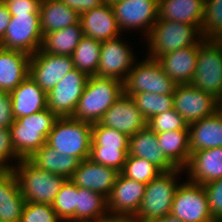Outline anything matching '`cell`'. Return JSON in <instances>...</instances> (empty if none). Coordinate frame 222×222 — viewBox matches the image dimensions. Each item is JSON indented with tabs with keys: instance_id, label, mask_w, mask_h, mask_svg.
<instances>
[{
	"instance_id": "cell-35",
	"label": "cell",
	"mask_w": 222,
	"mask_h": 222,
	"mask_svg": "<svg viewBox=\"0 0 222 222\" xmlns=\"http://www.w3.org/2000/svg\"><path fill=\"white\" fill-rule=\"evenodd\" d=\"M146 120L173 109V94L139 92L131 96Z\"/></svg>"
},
{
	"instance_id": "cell-45",
	"label": "cell",
	"mask_w": 222,
	"mask_h": 222,
	"mask_svg": "<svg viewBox=\"0 0 222 222\" xmlns=\"http://www.w3.org/2000/svg\"><path fill=\"white\" fill-rule=\"evenodd\" d=\"M79 14L104 4V0H60Z\"/></svg>"
},
{
	"instance_id": "cell-17",
	"label": "cell",
	"mask_w": 222,
	"mask_h": 222,
	"mask_svg": "<svg viewBox=\"0 0 222 222\" xmlns=\"http://www.w3.org/2000/svg\"><path fill=\"white\" fill-rule=\"evenodd\" d=\"M99 122L126 134L128 137L147 126V120L134 100L125 94H122L104 113Z\"/></svg>"
},
{
	"instance_id": "cell-28",
	"label": "cell",
	"mask_w": 222,
	"mask_h": 222,
	"mask_svg": "<svg viewBox=\"0 0 222 222\" xmlns=\"http://www.w3.org/2000/svg\"><path fill=\"white\" fill-rule=\"evenodd\" d=\"M205 0H159L158 19L202 25Z\"/></svg>"
},
{
	"instance_id": "cell-4",
	"label": "cell",
	"mask_w": 222,
	"mask_h": 222,
	"mask_svg": "<svg viewBox=\"0 0 222 222\" xmlns=\"http://www.w3.org/2000/svg\"><path fill=\"white\" fill-rule=\"evenodd\" d=\"M93 124L72 117H59L49 132L47 144L80 161L89 158Z\"/></svg>"
},
{
	"instance_id": "cell-19",
	"label": "cell",
	"mask_w": 222,
	"mask_h": 222,
	"mask_svg": "<svg viewBox=\"0 0 222 222\" xmlns=\"http://www.w3.org/2000/svg\"><path fill=\"white\" fill-rule=\"evenodd\" d=\"M119 174L115 168L95 163L87 158L80 161L70 180L78 187L108 198Z\"/></svg>"
},
{
	"instance_id": "cell-9",
	"label": "cell",
	"mask_w": 222,
	"mask_h": 222,
	"mask_svg": "<svg viewBox=\"0 0 222 222\" xmlns=\"http://www.w3.org/2000/svg\"><path fill=\"white\" fill-rule=\"evenodd\" d=\"M175 82L163 71L156 59L147 57L140 63H133L123 81V94L131 97L135 93L173 94Z\"/></svg>"
},
{
	"instance_id": "cell-38",
	"label": "cell",
	"mask_w": 222,
	"mask_h": 222,
	"mask_svg": "<svg viewBox=\"0 0 222 222\" xmlns=\"http://www.w3.org/2000/svg\"><path fill=\"white\" fill-rule=\"evenodd\" d=\"M121 173L130 179L148 184L152 179L162 173V171L145 159L127 155Z\"/></svg>"
},
{
	"instance_id": "cell-24",
	"label": "cell",
	"mask_w": 222,
	"mask_h": 222,
	"mask_svg": "<svg viewBox=\"0 0 222 222\" xmlns=\"http://www.w3.org/2000/svg\"><path fill=\"white\" fill-rule=\"evenodd\" d=\"M30 55L0 47V91L11 93L29 76Z\"/></svg>"
},
{
	"instance_id": "cell-7",
	"label": "cell",
	"mask_w": 222,
	"mask_h": 222,
	"mask_svg": "<svg viewBox=\"0 0 222 222\" xmlns=\"http://www.w3.org/2000/svg\"><path fill=\"white\" fill-rule=\"evenodd\" d=\"M192 86L222 98V40L202 39L199 42L196 71Z\"/></svg>"
},
{
	"instance_id": "cell-6",
	"label": "cell",
	"mask_w": 222,
	"mask_h": 222,
	"mask_svg": "<svg viewBox=\"0 0 222 222\" xmlns=\"http://www.w3.org/2000/svg\"><path fill=\"white\" fill-rule=\"evenodd\" d=\"M182 168H176L169 172H162L156 178L146 184L145 194L134 215L139 222L170 215L174 195L180 183L176 181Z\"/></svg>"
},
{
	"instance_id": "cell-15",
	"label": "cell",
	"mask_w": 222,
	"mask_h": 222,
	"mask_svg": "<svg viewBox=\"0 0 222 222\" xmlns=\"http://www.w3.org/2000/svg\"><path fill=\"white\" fill-rule=\"evenodd\" d=\"M73 69L71 56L48 54L39 49L30 57L29 76L46 93Z\"/></svg>"
},
{
	"instance_id": "cell-21",
	"label": "cell",
	"mask_w": 222,
	"mask_h": 222,
	"mask_svg": "<svg viewBox=\"0 0 222 222\" xmlns=\"http://www.w3.org/2000/svg\"><path fill=\"white\" fill-rule=\"evenodd\" d=\"M199 43L160 56L157 61L176 85L191 84L196 71Z\"/></svg>"
},
{
	"instance_id": "cell-46",
	"label": "cell",
	"mask_w": 222,
	"mask_h": 222,
	"mask_svg": "<svg viewBox=\"0 0 222 222\" xmlns=\"http://www.w3.org/2000/svg\"><path fill=\"white\" fill-rule=\"evenodd\" d=\"M11 19V15L3 3L2 0H0V40L4 37V34L6 32L7 26L9 25Z\"/></svg>"
},
{
	"instance_id": "cell-42",
	"label": "cell",
	"mask_w": 222,
	"mask_h": 222,
	"mask_svg": "<svg viewBox=\"0 0 222 222\" xmlns=\"http://www.w3.org/2000/svg\"><path fill=\"white\" fill-rule=\"evenodd\" d=\"M21 160L13 149L11 132L9 128L0 127V171H12L15 167L9 160ZM15 158V159H14Z\"/></svg>"
},
{
	"instance_id": "cell-8",
	"label": "cell",
	"mask_w": 222,
	"mask_h": 222,
	"mask_svg": "<svg viewBox=\"0 0 222 222\" xmlns=\"http://www.w3.org/2000/svg\"><path fill=\"white\" fill-rule=\"evenodd\" d=\"M129 137L114 128L93 123L89 158L98 164L123 170L128 155Z\"/></svg>"
},
{
	"instance_id": "cell-47",
	"label": "cell",
	"mask_w": 222,
	"mask_h": 222,
	"mask_svg": "<svg viewBox=\"0 0 222 222\" xmlns=\"http://www.w3.org/2000/svg\"><path fill=\"white\" fill-rule=\"evenodd\" d=\"M96 222H139L135 216L130 215H106Z\"/></svg>"
},
{
	"instance_id": "cell-23",
	"label": "cell",
	"mask_w": 222,
	"mask_h": 222,
	"mask_svg": "<svg viewBox=\"0 0 222 222\" xmlns=\"http://www.w3.org/2000/svg\"><path fill=\"white\" fill-rule=\"evenodd\" d=\"M187 170L188 180L192 183L207 184L222 178V147L192 152Z\"/></svg>"
},
{
	"instance_id": "cell-32",
	"label": "cell",
	"mask_w": 222,
	"mask_h": 222,
	"mask_svg": "<svg viewBox=\"0 0 222 222\" xmlns=\"http://www.w3.org/2000/svg\"><path fill=\"white\" fill-rule=\"evenodd\" d=\"M159 147L177 167L184 169L190 159L189 130H173L157 133Z\"/></svg>"
},
{
	"instance_id": "cell-26",
	"label": "cell",
	"mask_w": 222,
	"mask_h": 222,
	"mask_svg": "<svg viewBox=\"0 0 222 222\" xmlns=\"http://www.w3.org/2000/svg\"><path fill=\"white\" fill-rule=\"evenodd\" d=\"M189 147L190 153L222 147V113L219 110L189 124Z\"/></svg>"
},
{
	"instance_id": "cell-49",
	"label": "cell",
	"mask_w": 222,
	"mask_h": 222,
	"mask_svg": "<svg viewBox=\"0 0 222 222\" xmlns=\"http://www.w3.org/2000/svg\"><path fill=\"white\" fill-rule=\"evenodd\" d=\"M118 1H121V0H104V3L112 5V4H114V3L118 2Z\"/></svg>"
},
{
	"instance_id": "cell-14",
	"label": "cell",
	"mask_w": 222,
	"mask_h": 222,
	"mask_svg": "<svg viewBox=\"0 0 222 222\" xmlns=\"http://www.w3.org/2000/svg\"><path fill=\"white\" fill-rule=\"evenodd\" d=\"M88 78L76 68L70 71L47 93V108L58 117H71Z\"/></svg>"
},
{
	"instance_id": "cell-18",
	"label": "cell",
	"mask_w": 222,
	"mask_h": 222,
	"mask_svg": "<svg viewBox=\"0 0 222 222\" xmlns=\"http://www.w3.org/2000/svg\"><path fill=\"white\" fill-rule=\"evenodd\" d=\"M146 184L124 176L121 172L107 198L110 215L134 216L145 194Z\"/></svg>"
},
{
	"instance_id": "cell-2",
	"label": "cell",
	"mask_w": 222,
	"mask_h": 222,
	"mask_svg": "<svg viewBox=\"0 0 222 222\" xmlns=\"http://www.w3.org/2000/svg\"><path fill=\"white\" fill-rule=\"evenodd\" d=\"M59 117L49 108L15 119L10 127L13 149L20 159H29L45 143Z\"/></svg>"
},
{
	"instance_id": "cell-36",
	"label": "cell",
	"mask_w": 222,
	"mask_h": 222,
	"mask_svg": "<svg viewBox=\"0 0 222 222\" xmlns=\"http://www.w3.org/2000/svg\"><path fill=\"white\" fill-rule=\"evenodd\" d=\"M77 195L78 186L70 179H66L52 203L53 209L63 222L75 221Z\"/></svg>"
},
{
	"instance_id": "cell-43",
	"label": "cell",
	"mask_w": 222,
	"mask_h": 222,
	"mask_svg": "<svg viewBox=\"0 0 222 222\" xmlns=\"http://www.w3.org/2000/svg\"><path fill=\"white\" fill-rule=\"evenodd\" d=\"M11 16L17 14H40L39 0H2Z\"/></svg>"
},
{
	"instance_id": "cell-41",
	"label": "cell",
	"mask_w": 222,
	"mask_h": 222,
	"mask_svg": "<svg viewBox=\"0 0 222 222\" xmlns=\"http://www.w3.org/2000/svg\"><path fill=\"white\" fill-rule=\"evenodd\" d=\"M208 205L215 222H222V178L203 185Z\"/></svg>"
},
{
	"instance_id": "cell-22",
	"label": "cell",
	"mask_w": 222,
	"mask_h": 222,
	"mask_svg": "<svg viewBox=\"0 0 222 222\" xmlns=\"http://www.w3.org/2000/svg\"><path fill=\"white\" fill-rule=\"evenodd\" d=\"M128 155L145 159L162 172L177 168L163 153V149L159 147L157 134L148 126L129 137Z\"/></svg>"
},
{
	"instance_id": "cell-11",
	"label": "cell",
	"mask_w": 222,
	"mask_h": 222,
	"mask_svg": "<svg viewBox=\"0 0 222 222\" xmlns=\"http://www.w3.org/2000/svg\"><path fill=\"white\" fill-rule=\"evenodd\" d=\"M182 183L174 195L170 215L182 222H215L203 185L190 181Z\"/></svg>"
},
{
	"instance_id": "cell-10",
	"label": "cell",
	"mask_w": 222,
	"mask_h": 222,
	"mask_svg": "<svg viewBox=\"0 0 222 222\" xmlns=\"http://www.w3.org/2000/svg\"><path fill=\"white\" fill-rule=\"evenodd\" d=\"M42 39L40 14H17L11 16L0 47L32 56L41 48Z\"/></svg>"
},
{
	"instance_id": "cell-16",
	"label": "cell",
	"mask_w": 222,
	"mask_h": 222,
	"mask_svg": "<svg viewBox=\"0 0 222 222\" xmlns=\"http://www.w3.org/2000/svg\"><path fill=\"white\" fill-rule=\"evenodd\" d=\"M135 61L134 54L120 36L101 42L100 58L95 76L124 81Z\"/></svg>"
},
{
	"instance_id": "cell-48",
	"label": "cell",
	"mask_w": 222,
	"mask_h": 222,
	"mask_svg": "<svg viewBox=\"0 0 222 222\" xmlns=\"http://www.w3.org/2000/svg\"><path fill=\"white\" fill-rule=\"evenodd\" d=\"M149 222H182V221L177 219L176 217H173L172 215H167L161 218L151 220Z\"/></svg>"
},
{
	"instance_id": "cell-39",
	"label": "cell",
	"mask_w": 222,
	"mask_h": 222,
	"mask_svg": "<svg viewBox=\"0 0 222 222\" xmlns=\"http://www.w3.org/2000/svg\"><path fill=\"white\" fill-rule=\"evenodd\" d=\"M147 126L156 134L173 130H189L184 118L173 108L147 120Z\"/></svg>"
},
{
	"instance_id": "cell-25",
	"label": "cell",
	"mask_w": 222,
	"mask_h": 222,
	"mask_svg": "<svg viewBox=\"0 0 222 222\" xmlns=\"http://www.w3.org/2000/svg\"><path fill=\"white\" fill-rule=\"evenodd\" d=\"M10 96L15 119L47 108V93L30 76L15 88Z\"/></svg>"
},
{
	"instance_id": "cell-13",
	"label": "cell",
	"mask_w": 222,
	"mask_h": 222,
	"mask_svg": "<svg viewBox=\"0 0 222 222\" xmlns=\"http://www.w3.org/2000/svg\"><path fill=\"white\" fill-rule=\"evenodd\" d=\"M112 7L121 32L143 28L148 36L158 20L159 0H121Z\"/></svg>"
},
{
	"instance_id": "cell-31",
	"label": "cell",
	"mask_w": 222,
	"mask_h": 222,
	"mask_svg": "<svg viewBox=\"0 0 222 222\" xmlns=\"http://www.w3.org/2000/svg\"><path fill=\"white\" fill-rule=\"evenodd\" d=\"M84 37L80 22L75 25L43 34L41 50L48 54L71 56Z\"/></svg>"
},
{
	"instance_id": "cell-12",
	"label": "cell",
	"mask_w": 222,
	"mask_h": 222,
	"mask_svg": "<svg viewBox=\"0 0 222 222\" xmlns=\"http://www.w3.org/2000/svg\"><path fill=\"white\" fill-rule=\"evenodd\" d=\"M173 103V108L188 125L219 110V101L216 98L191 84L176 85Z\"/></svg>"
},
{
	"instance_id": "cell-50",
	"label": "cell",
	"mask_w": 222,
	"mask_h": 222,
	"mask_svg": "<svg viewBox=\"0 0 222 222\" xmlns=\"http://www.w3.org/2000/svg\"><path fill=\"white\" fill-rule=\"evenodd\" d=\"M219 111L222 113V98L219 100Z\"/></svg>"
},
{
	"instance_id": "cell-37",
	"label": "cell",
	"mask_w": 222,
	"mask_h": 222,
	"mask_svg": "<svg viewBox=\"0 0 222 222\" xmlns=\"http://www.w3.org/2000/svg\"><path fill=\"white\" fill-rule=\"evenodd\" d=\"M201 35L204 39L222 40V0H205Z\"/></svg>"
},
{
	"instance_id": "cell-34",
	"label": "cell",
	"mask_w": 222,
	"mask_h": 222,
	"mask_svg": "<svg viewBox=\"0 0 222 222\" xmlns=\"http://www.w3.org/2000/svg\"><path fill=\"white\" fill-rule=\"evenodd\" d=\"M101 50V41L84 36L71 55L74 67L87 76L97 71Z\"/></svg>"
},
{
	"instance_id": "cell-3",
	"label": "cell",
	"mask_w": 222,
	"mask_h": 222,
	"mask_svg": "<svg viewBox=\"0 0 222 222\" xmlns=\"http://www.w3.org/2000/svg\"><path fill=\"white\" fill-rule=\"evenodd\" d=\"M201 26L158 19L145 38L149 51L147 57L157 60L166 53L198 44L203 39Z\"/></svg>"
},
{
	"instance_id": "cell-33",
	"label": "cell",
	"mask_w": 222,
	"mask_h": 222,
	"mask_svg": "<svg viewBox=\"0 0 222 222\" xmlns=\"http://www.w3.org/2000/svg\"><path fill=\"white\" fill-rule=\"evenodd\" d=\"M108 214L106 197L92 190L78 187L75 221L96 222Z\"/></svg>"
},
{
	"instance_id": "cell-1",
	"label": "cell",
	"mask_w": 222,
	"mask_h": 222,
	"mask_svg": "<svg viewBox=\"0 0 222 222\" xmlns=\"http://www.w3.org/2000/svg\"><path fill=\"white\" fill-rule=\"evenodd\" d=\"M123 94V82L112 77L89 76L85 89L77 102L73 119L99 122L104 113Z\"/></svg>"
},
{
	"instance_id": "cell-20",
	"label": "cell",
	"mask_w": 222,
	"mask_h": 222,
	"mask_svg": "<svg viewBox=\"0 0 222 222\" xmlns=\"http://www.w3.org/2000/svg\"><path fill=\"white\" fill-rule=\"evenodd\" d=\"M79 22L84 36L101 42L121 34L113 7L107 3L80 14Z\"/></svg>"
},
{
	"instance_id": "cell-44",
	"label": "cell",
	"mask_w": 222,
	"mask_h": 222,
	"mask_svg": "<svg viewBox=\"0 0 222 222\" xmlns=\"http://www.w3.org/2000/svg\"><path fill=\"white\" fill-rule=\"evenodd\" d=\"M14 120L10 93L0 91V127L10 129Z\"/></svg>"
},
{
	"instance_id": "cell-29",
	"label": "cell",
	"mask_w": 222,
	"mask_h": 222,
	"mask_svg": "<svg viewBox=\"0 0 222 222\" xmlns=\"http://www.w3.org/2000/svg\"><path fill=\"white\" fill-rule=\"evenodd\" d=\"M42 34L61 30L79 22L80 14L60 0H43L40 3Z\"/></svg>"
},
{
	"instance_id": "cell-5",
	"label": "cell",
	"mask_w": 222,
	"mask_h": 222,
	"mask_svg": "<svg viewBox=\"0 0 222 222\" xmlns=\"http://www.w3.org/2000/svg\"><path fill=\"white\" fill-rule=\"evenodd\" d=\"M12 171L17 177L21 194L26 202L52 205L66 180L62 176L36 167L28 159H21Z\"/></svg>"
},
{
	"instance_id": "cell-27",
	"label": "cell",
	"mask_w": 222,
	"mask_h": 222,
	"mask_svg": "<svg viewBox=\"0 0 222 222\" xmlns=\"http://www.w3.org/2000/svg\"><path fill=\"white\" fill-rule=\"evenodd\" d=\"M26 201L13 171H0V222H20Z\"/></svg>"
},
{
	"instance_id": "cell-30",
	"label": "cell",
	"mask_w": 222,
	"mask_h": 222,
	"mask_svg": "<svg viewBox=\"0 0 222 222\" xmlns=\"http://www.w3.org/2000/svg\"><path fill=\"white\" fill-rule=\"evenodd\" d=\"M36 167L71 179L79 166L80 160L67 154H61L47 143L38 149L29 159Z\"/></svg>"
},
{
	"instance_id": "cell-40",
	"label": "cell",
	"mask_w": 222,
	"mask_h": 222,
	"mask_svg": "<svg viewBox=\"0 0 222 222\" xmlns=\"http://www.w3.org/2000/svg\"><path fill=\"white\" fill-rule=\"evenodd\" d=\"M20 222H63L51 204L26 202Z\"/></svg>"
}]
</instances>
